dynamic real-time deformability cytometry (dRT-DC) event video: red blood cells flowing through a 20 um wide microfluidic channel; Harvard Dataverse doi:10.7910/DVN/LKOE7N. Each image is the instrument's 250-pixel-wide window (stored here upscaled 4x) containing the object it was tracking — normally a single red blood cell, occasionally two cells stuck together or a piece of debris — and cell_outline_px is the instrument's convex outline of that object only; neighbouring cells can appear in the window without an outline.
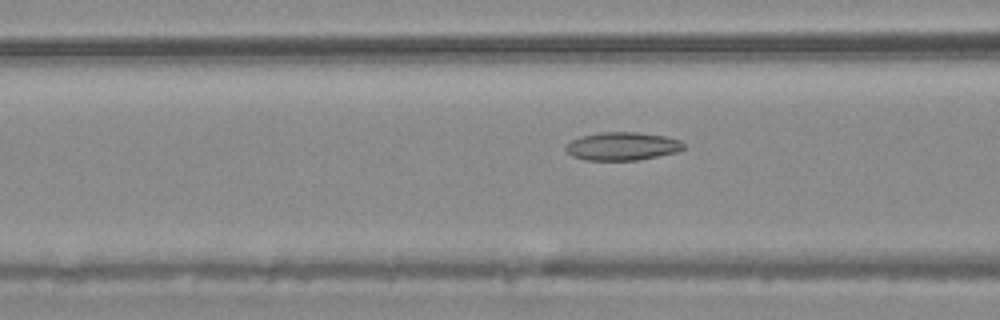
{"species": "common noctule bat (a hibernating species)", "species_latin": "Nyctalus noctula", "temperature_condition": "warm", "stored_images_in_passage": 40, "camera_frame_rate_fps": 3000, "um_per_image_px": 0.085, "animal": {"sex": "male", "body_mass_g": 20.4}, "frame": {"image": 1, "passage_image": 18, "time_ms": 5.667, "image_size_px": [1000, 320], "cell_outline_px": [[684, 148], [676, 152], [636, 160], [584, 160], [572, 156], [564, 148], [572, 140], [580, 136], [600, 132], [640, 132], [664, 136], [680, 140], [684, 144]], "centroid_in_image_um": [52.87, 12.42], "position_along_channel_um": 113.7, "area_um2": 19.25}}